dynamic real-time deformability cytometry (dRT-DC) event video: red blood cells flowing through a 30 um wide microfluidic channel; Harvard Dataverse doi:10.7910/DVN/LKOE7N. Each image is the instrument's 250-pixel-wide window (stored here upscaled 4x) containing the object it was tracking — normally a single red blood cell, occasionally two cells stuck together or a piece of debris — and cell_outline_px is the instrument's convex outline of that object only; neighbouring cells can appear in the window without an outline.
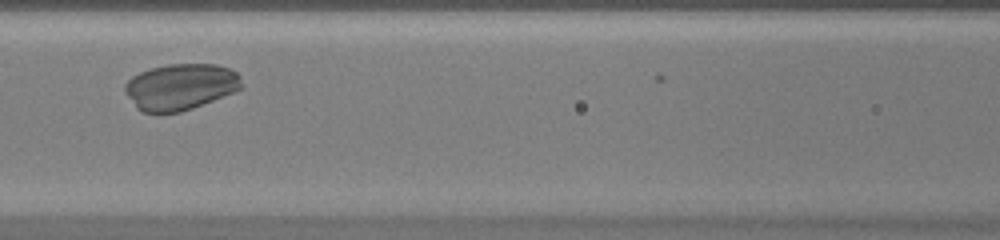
{"species": "common noctule bat (a hibernating species)", "species_latin": "Nyctalus noctula", "temperature_condition": "warm", "stored_images_in_passage": 10, "camera_frame_rate_fps": 3000, "um_per_image_px": 0.085, "animal": {"sex": "female", "body_mass_g": 20.0, "forearm_length_mm": 54.0}, "frame": {"image": 1, "passage_image": 9, "time_ms": 2.667, "image_size_px": [1000, 240], "cell_outline_px": [[244, 88], [192, 108], [180, 112], [140, 112], [136, 108], [124, 92], [124, 84], [132, 76], [140, 72], [152, 68], [168, 64], [216, 64], [228, 68], [236, 72], [240, 76], [244, 84]], "centroid_in_image_um": [15.34, 7.37], "position_along_channel_um": 151.3, "area_um2": 31.56}}